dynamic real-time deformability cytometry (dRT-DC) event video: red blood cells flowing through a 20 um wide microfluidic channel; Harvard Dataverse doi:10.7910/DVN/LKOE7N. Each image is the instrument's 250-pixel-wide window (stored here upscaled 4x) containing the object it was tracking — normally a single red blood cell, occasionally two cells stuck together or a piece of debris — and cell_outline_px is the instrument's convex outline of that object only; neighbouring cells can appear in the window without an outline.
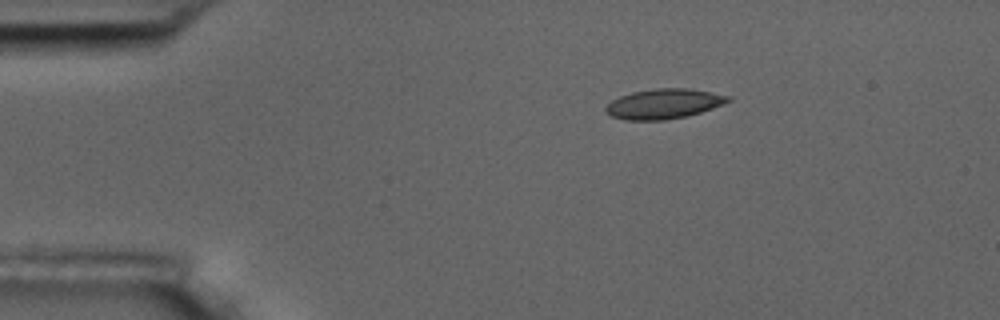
{"species": "common noctule bat (a hibernating species)", "species_latin": "Nyctalus noctula", "temperature_condition": "room temperature", "stored_images_in_passage": 4, "segment_of_instrument_passage": [1, 2], "camera_frame_rate_fps": 3000, "um_per_image_px": 0.085, "animal": {"sex": "male", "body_mass_g": 17.5, "forearm_length_mm": 52.3}, "frame": {"image": 1, "passage_image": 1, "time_ms": 0.0, "image_size_px": [1000, 320], "cell_outline_px": [[732, 100], [724, 104], [700, 112], [684, 116], [664, 120], [628, 120], [612, 116], [604, 112], [604, 108], [612, 100], [620, 96], [632, 92], [656, 88], [688, 88], [732, 96]], "centroid_in_image_um": [56.42, 8.81], "position_along_channel_um": 28.6, "area_um2": 21.27}}
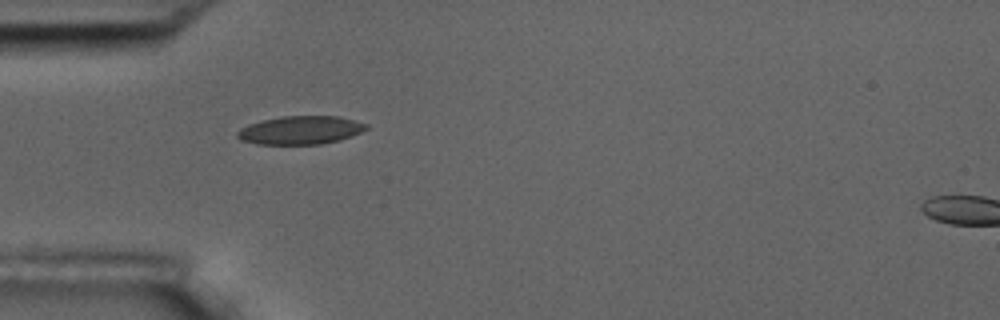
{"frame": {"image": 2, "passage_image": 3, "time_ms": 2.333, "image_size_px": [1000, 320], "cell_outline_px": [[368, 128], [360, 132], [340, 140], [320, 144], [256, 144], [244, 140], [236, 136], [236, 132], [240, 128], [248, 124], [280, 116], [340, 116], [368, 124]], "centroid_in_image_um": [25.54, 11.05], "position_along_channel_um": 59.5, "area_um2": 21.21}}